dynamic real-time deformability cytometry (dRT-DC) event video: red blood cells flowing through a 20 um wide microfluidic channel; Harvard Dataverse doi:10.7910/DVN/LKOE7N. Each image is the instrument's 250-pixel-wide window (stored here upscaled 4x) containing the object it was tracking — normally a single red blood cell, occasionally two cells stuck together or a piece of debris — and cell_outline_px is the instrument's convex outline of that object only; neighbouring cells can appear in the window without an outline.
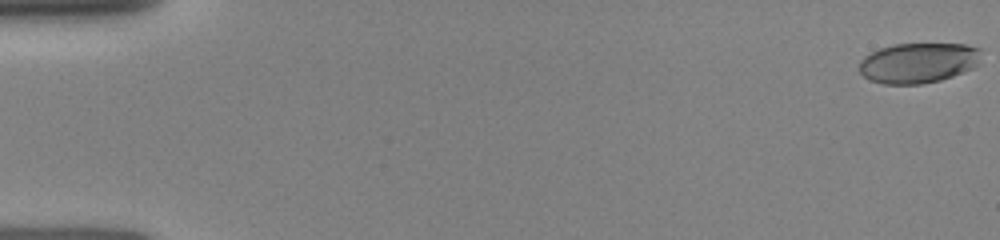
{"species": "human", "species_latin": "Homo sapiens", "temperature_condition": "room temperature", "stored_images_in_passage": 93, "camera_frame_rate_fps": 3000, "um_per_image_px": 0.085, "donor": {"sex": "female"}, "frame": {"image": 1, "passage_image": 1, "time_ms": 0.0, "image_size_px": [1000, 240], "cell_outline_px": [[980, 48], [976, 64], [972, 68], [952, 76], [940, 80], [920, 84], [884, 84], [868, 80], [860, 72], [860, 60], [864, 56], [880, 48], [892, 44], [964, 44]], "centroid_in_image_um": [78.0, 5.34], "position_along_channel_um": 7.0, "area_um2": 28.38}}
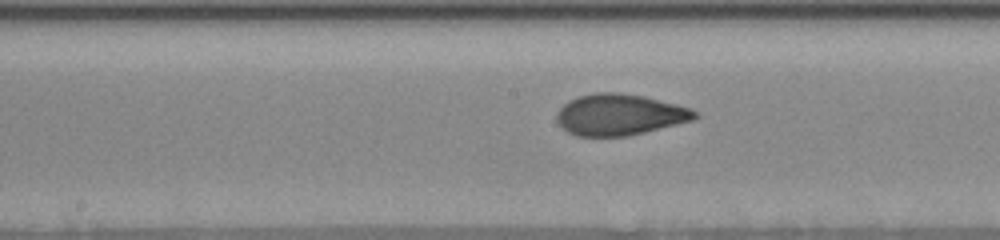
{"frame": {"image": 2, "passage_image": 47, "time_ms": 8.333, "image_size_px": [1000, 240], "cell_outline_px": [[700, 116], [692, 120], [628, 136], [576, 136], [568, 132], [556, 120], [556, 112], [568, 100], [592, 92], [620, 92], [644, 96], [692, 108]], "centroid_in_image_um": [52.65, 9.73], "position_along_channel_um": 195.5, "area_um2": 33.18}}
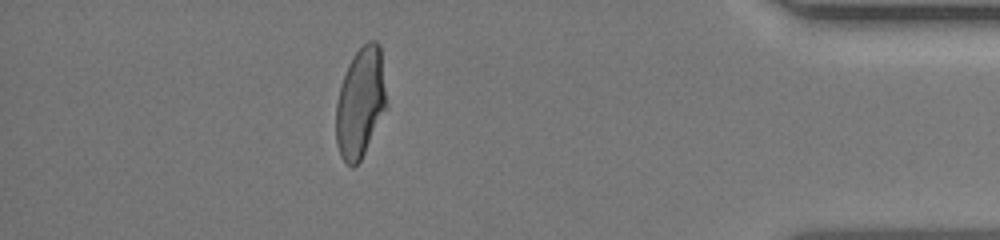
{"frame": {"image": 3, "passage_image": 86, "time_ms": 14.333, "image_size_px": [1000, 240], "cell_outline_px": [[388, 108], [360, 160], [352, 168], [340, 156], [336, 144], [336, 104], [340, 88], [348, 64], [356, 52], [368, 40], [376, 40], [380, 44], [388, 104]], "centroid_in_image_um": [30.66, 8.72], "position_along_channel_um": 404.5, "area_um2": 32.66}}